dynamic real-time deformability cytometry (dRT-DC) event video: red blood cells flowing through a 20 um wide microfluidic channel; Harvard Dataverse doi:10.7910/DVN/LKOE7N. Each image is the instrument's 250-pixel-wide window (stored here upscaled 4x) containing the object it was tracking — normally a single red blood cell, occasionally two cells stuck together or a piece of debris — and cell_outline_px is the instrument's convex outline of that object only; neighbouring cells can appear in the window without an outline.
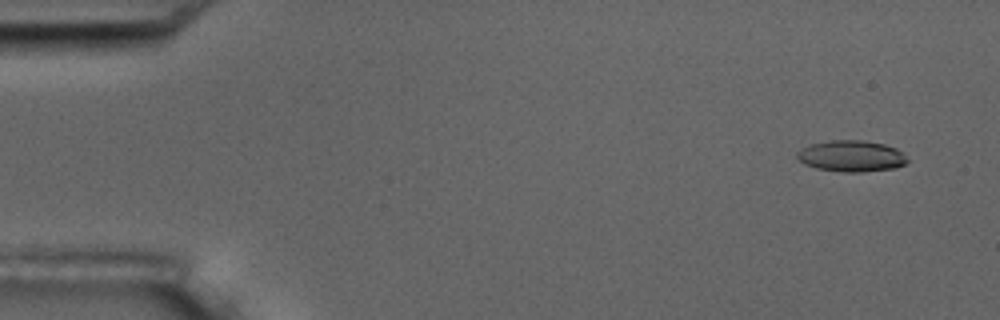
{"species": "common noctule bat (a hibernating species)", "species_latin": "Nyctalus noctula", "temperature_condition": "room temperature", "stored_images_in_passage": 4, "camera_frame_rate_fps": 3000, "um_per_image_px": 0.085, "animal": {"sex": "male", "body_mass_g": 17.5, "forearm_length_mm": 52.3}, "frame": {"image": 1, "passage_image": 1, "time_ms": 0.0, "image_size_px": [1000, 320], "cell_outline_px": [[908, 160], [904, 164], [896, 168], [860, 172], [844, 172], [816, 168], [804, 164], [796, 156], [796, 152], [812, 144], [832, 140], [860, 140], [884, 144], [896, 148]], "centroid_in_image_um": [72.36, 13.27], "position_along_channel_um": 12.6, "area_um2": 19.83}}
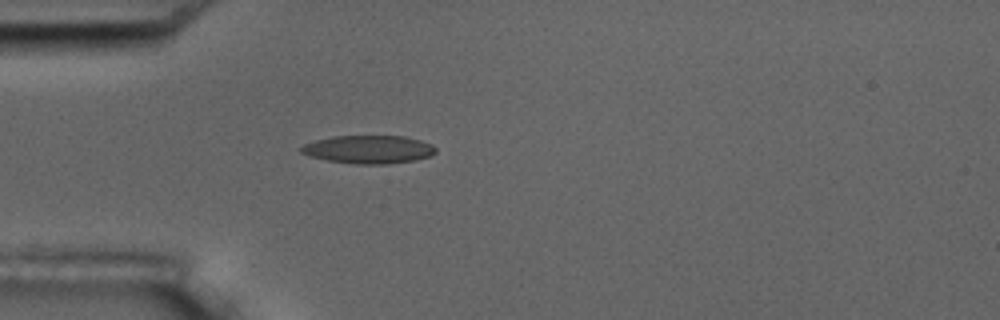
{"frame": {"image": 2, "passage_image": 4, "time_ms": 4.333, "image_size_px": [1000, 320], "cell_outline_px": [[436, 152], [428, 156], [416, 160], [388, 164], [356, 164], [328, 160], [312, 156], [300, 152], [300, 148], [304, 144], [316, 140], [332, 136], [404, 136], [420, 140], [432, 144], [436, 148]], "centroid_in_image_um": [31.35, 12.7], "position_along_channel_um": 53.6, "area_um2": 21.96}}